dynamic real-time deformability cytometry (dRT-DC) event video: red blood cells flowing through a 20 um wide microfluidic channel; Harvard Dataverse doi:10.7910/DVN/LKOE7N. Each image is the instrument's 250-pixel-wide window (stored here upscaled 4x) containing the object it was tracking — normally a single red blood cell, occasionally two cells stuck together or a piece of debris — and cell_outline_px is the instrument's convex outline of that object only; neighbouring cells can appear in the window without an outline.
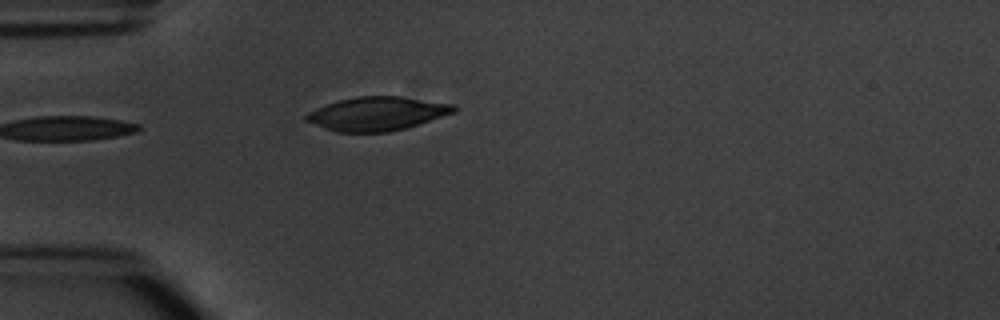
{"species": "common noctule bat (a hibernating species)", "species_latin": "Nyctalus noctula", "temperature_condition": "warm", "stored_images_in_passage": 4, "camera_frame_rate_fps": 3000, "um_per_image_px": 0.085, "animal": {"sex": "male", "body_mass_g": 20.1, "forearm_length_mm": 53.5}, "frame": {"image": 1, "passage_image": 4, "time_ms": 4.333, "image_size_px": [1000, 320], "cell_outline_px": [[460, 108], [456, 112], [404, 128], [388, 132], [336, 132], [324, 128], [304, 120], [304, 116], [308, 112], [328, 104], [340, 100], [356, 96], [400, 96], [456, 104]], "centroid_in_image_um": [32.09, 9.66], "position_along_channel_um": 52.9, "area_um2": 28.96}}